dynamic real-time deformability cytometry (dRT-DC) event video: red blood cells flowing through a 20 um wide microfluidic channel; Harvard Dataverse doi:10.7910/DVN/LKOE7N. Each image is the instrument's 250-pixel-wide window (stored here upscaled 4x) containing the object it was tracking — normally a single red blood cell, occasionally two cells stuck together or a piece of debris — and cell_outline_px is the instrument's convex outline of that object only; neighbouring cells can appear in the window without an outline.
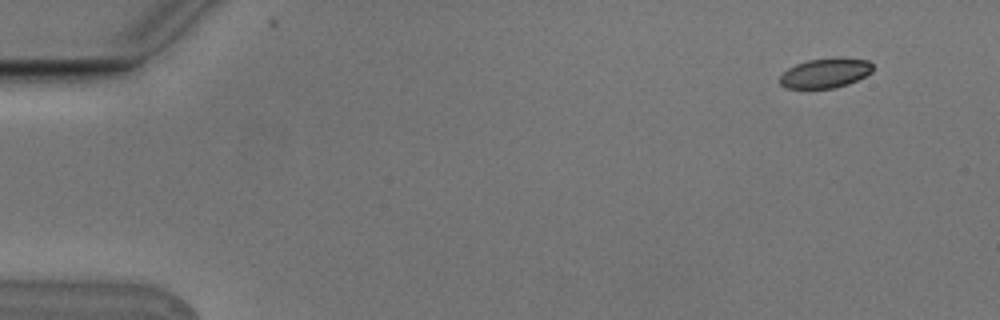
{"species": "Egyptian fruit bat (a non-hibernating species)", "species_latin": "Rousettus aegyptiacus", "temperature_condition": "cold", "stored_images_in_passage": 8, "camera_frame_rate_fps": 3000, "um_per_image_px": 0.085, "animal": {"sex": "male"}, "frame": {"image": 1, "passage_image": 2, "time_ms": 0.333, "image_size_px": [1000, 320], "cell_outline_px": [[872, 72], [848, 84], [836, 88], [784, 88], [780, 84], [780, 76], [788, 68], [796, 64], [808, 60], [836, 56], [840, 56], [868, 60], [872, 64]], "centroid_in_image_um": [70.16, 6.19], "position_along_channel_um": 14.8, "area_um2": 16.3}}
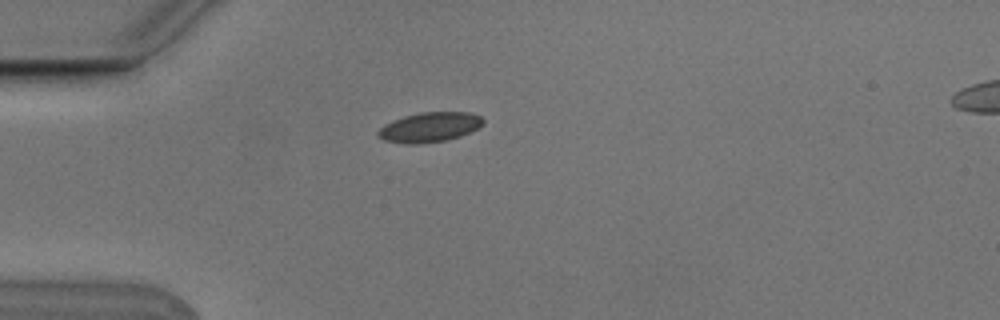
{"frame": {"image": 2, "passage_image": 5, "time_ms": 1.333, "image_size_px": [1000, 320], "cell_outline_px": [[484, 124], [460, 136], [448, 140], [416, 144], [404, 144], [384, 140], [376, 136], [376, 132], [384, 124], [392, 120], [404, 116], [420, 112], [468, 112], [480, 116], [484, 120]], "centroid_in_image_um": [36.47, 10.81], "position_along_channel_um": 48.5, "area_um2": 18.32}}
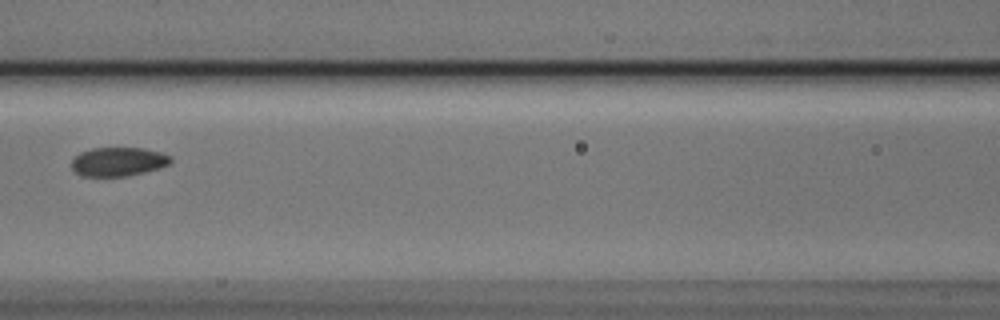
{"frame": {"image": 3, "passage_image": 8, "time_ms": 2.333, "image_size_px": [1000, 320], "cell_outline_px": [[172, 160], [168, 164], [160, 168], [128, 176], [80, 176], [72, 168], [72, 160], [80, 152], [92, 148], [144, 148], [160, 152], [172, 156]], "centroid_in_image_um": [10.06, 13.74], "position_along_channel_um": 156.5, "area_um2": 16.7}}